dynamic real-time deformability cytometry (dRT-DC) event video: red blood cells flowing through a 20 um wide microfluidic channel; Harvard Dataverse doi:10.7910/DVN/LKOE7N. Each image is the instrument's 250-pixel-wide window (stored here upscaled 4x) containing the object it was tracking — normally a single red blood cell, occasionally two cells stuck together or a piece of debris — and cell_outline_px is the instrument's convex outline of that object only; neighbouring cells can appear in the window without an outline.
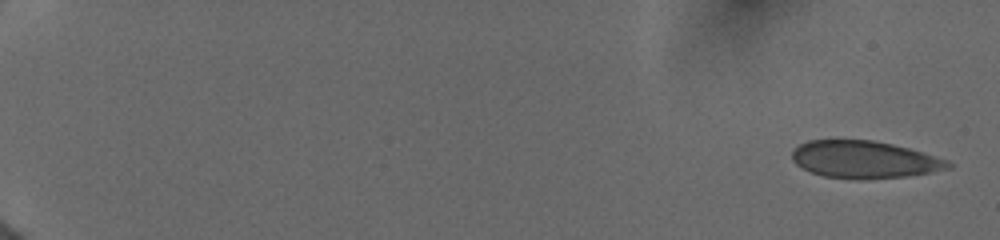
{"species": "human", "species_latin": "Homo sapiens", "temperature_condition": "cold", "stored_images_in_passage": 34, "camera_frame_rate_fps": 3000, "um_per_image_px": 0.085, "donor": {"sex": "female"}, "frame": {"image": 1, "passage_image": 1, "time_ms": 0.0, "image_size_px": [1000, 240], "cell_outline_px": [[952, 168], [932, 172], [908, 176], [864, 180], [856, 180], [824, 176], [812, 172], [796, 164], [792, 160], [792, 152], [800, 144], [808, 140], [872, 140], [892, 144], [908, 148], [948, 160], [952, 164]], "centroid_in_image_um": [73.49, 13.57], "position_along_channel_um": 11.5, "area_um2": 33.99}}
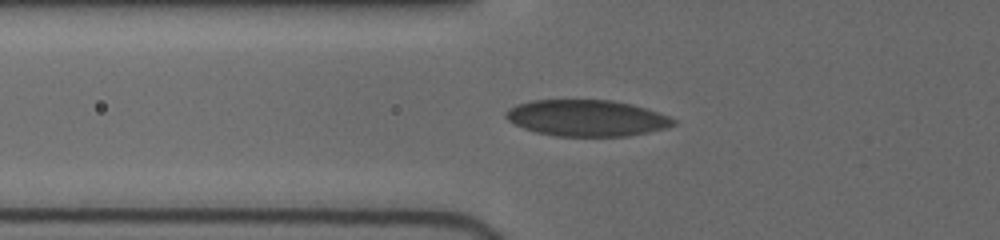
{"frame": {"image": 2, "passage_image": 21, "time_ms": 6.667, "image_size_px": [1000, 240], "cell_outline_px": [[676, 124], [668, 128], [628, 136], [556, 136], [536, 132], [524, 128], [508, 120], [504, 116], [504, 112], [508, 108], [516, 104], [532, 100], [612, 100], [632, 104], [668, 116], [676, 120]], "centroid_in_image_um": [49.86, 10.03], "position_along_channel_um": 75.9, "area_um2": 35.49}}
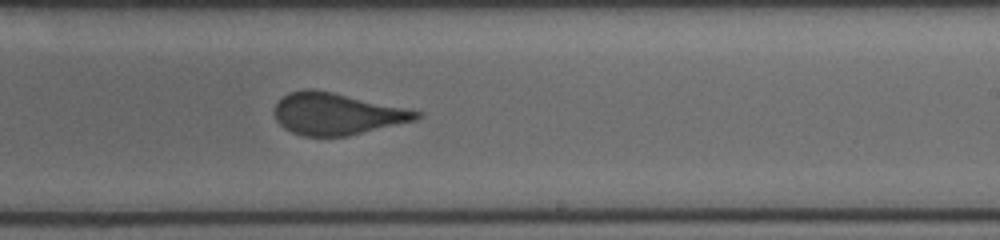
{"frame": {"image": 3, "passage_image": 34, "time_ms": 11.333, "image_size_px": [1000, 240], "cell_outline_px": [[424, 112], [416, 120], [348, 136], [304, 136], [292, 132], [284, 128], [276, 120], [272, 112], [276, 104], [288, 92], [304, 88], [316, 88]], "centroid_in_image_um": [28.6, 9.66], "position_along_channel_um": 260.4, "area_um2": 34.8}}